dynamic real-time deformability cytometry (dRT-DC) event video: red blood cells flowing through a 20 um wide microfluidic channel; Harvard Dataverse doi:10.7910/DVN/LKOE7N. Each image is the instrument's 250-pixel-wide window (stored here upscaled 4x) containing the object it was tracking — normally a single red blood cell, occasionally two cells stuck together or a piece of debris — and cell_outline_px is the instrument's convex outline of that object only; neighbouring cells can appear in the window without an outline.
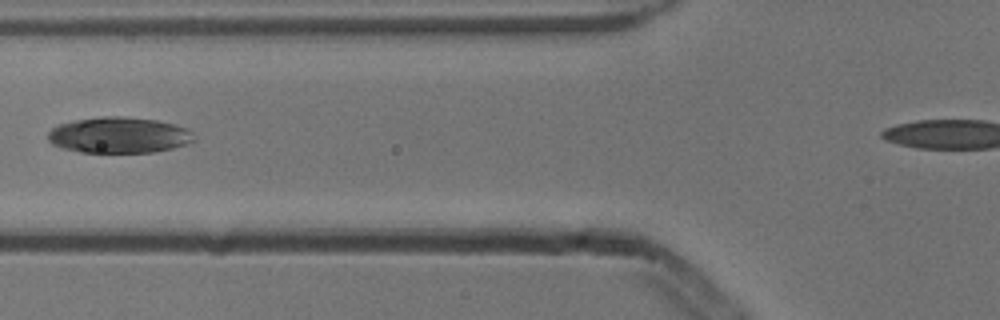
{"species": "common noctule bat (a hibernating species)", "species_latin": "Nyctalus noctula", "temperature_condition": "cold", "stored_images_in_passage": 2, "camera_frame_rate_fps": 3000, "um_per_image_px": 0.085, "animal": {"sex": "male", "body_mass_g": 13.3}, "frame": {"image": 1, "passage_image": 2, "time_ms": 0.333, "image_size_px": [1000, 320], "cell_outline_px": [[196, 140], [172, 148], [152, 152], [80, 152], [64, 148], [52, 144], [48, 140], [48, 132], [56, 124], [76, 120], [104, 116], [124, 116], [156, 120], [176, 124], [188, 128], [196, 136]], "centroid_in_image_um": [10.12, 11.47], "position_along_channel_um": 115.7, "area_um2": 30.69}}